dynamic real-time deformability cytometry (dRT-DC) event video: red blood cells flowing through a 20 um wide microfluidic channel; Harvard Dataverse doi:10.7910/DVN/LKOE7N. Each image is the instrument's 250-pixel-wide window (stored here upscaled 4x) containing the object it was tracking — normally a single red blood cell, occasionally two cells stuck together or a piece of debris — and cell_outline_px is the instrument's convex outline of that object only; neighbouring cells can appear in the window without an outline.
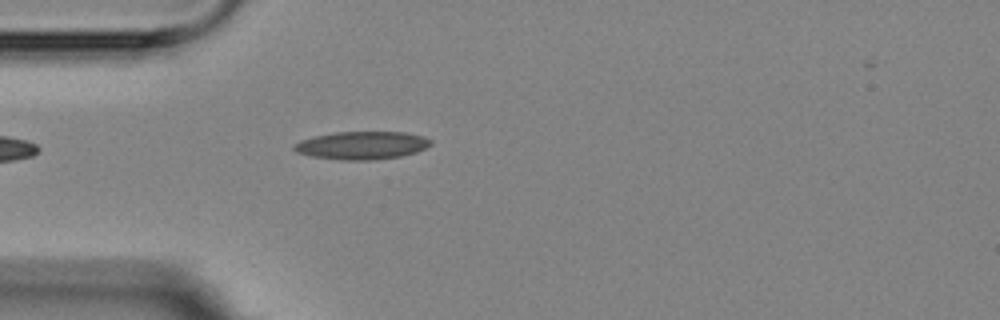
{"species": "Egyptian fruit bat (a non-hibernating species)", "species_latin": "Rousettus aegyptiacus", "temperature_condition": "room temperature", "stored_images_in_passage": 5, "camera_frame_rate_fps": 3000, "um_per_image_px": 0.085, "animal": {"sex": "female"}, "frame": {"image": 1, "passage_image": 5, "time_ms": 4.333, "image_size_px": [1000, 320], "cell_outline_px": [[432, 144], [416, 152], [400, 156], [376, 160], [340, 160], [312, 156], [296, 152], [292, 148], [292, 144], [300, 140], [312, 136], [336, 132], [404, 132], [424, 136], [432, 140]], "centroid_in_image_um": [30.73, 12.35], "position_along_channel_um": 54.3, "area_um2": 22.43}}